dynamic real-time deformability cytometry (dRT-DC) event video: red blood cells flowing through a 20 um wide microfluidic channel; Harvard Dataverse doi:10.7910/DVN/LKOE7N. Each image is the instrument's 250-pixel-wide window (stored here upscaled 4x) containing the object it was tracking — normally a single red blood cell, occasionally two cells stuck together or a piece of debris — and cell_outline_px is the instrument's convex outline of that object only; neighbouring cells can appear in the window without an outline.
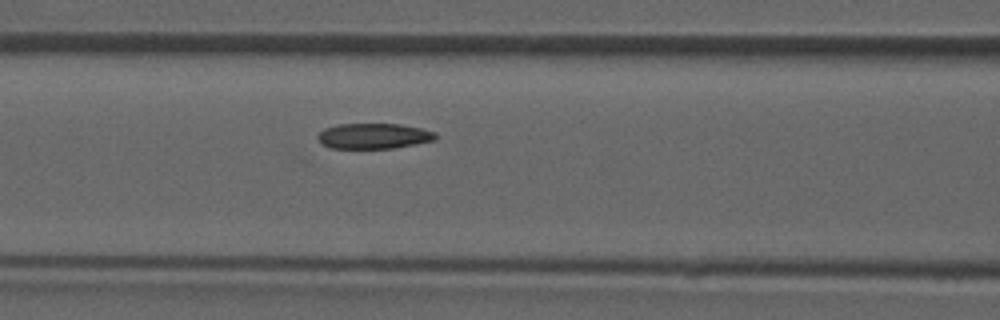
{"species": "common noctule bat (a hibernating species)", "species_latin": "Nyctalus noctula", "temperature_condition": "room temperature", "stored_images_in_passage": 6, "camera_frame_rate_fps": 3000, "um_per_image_px": 0.085, "animal": {"sex": "male", "forearm_length_mm": 52.5}, "frame": {"image": 1, "passage_image": 6, "time_ms": 6.0, "image_size_px": [1000, 320], "cell_outline_px": [[436, 140], [416, 144], [392, 148], [332, 148], [324, 144], [316, 136], [324, 128], [340, 124], [400, 124], [420, 128], [436, 132]], "centroid_in_image_um": [31.79, 11.56], "position_along_channel_um": 134.8, "area_um2": 17.34}}